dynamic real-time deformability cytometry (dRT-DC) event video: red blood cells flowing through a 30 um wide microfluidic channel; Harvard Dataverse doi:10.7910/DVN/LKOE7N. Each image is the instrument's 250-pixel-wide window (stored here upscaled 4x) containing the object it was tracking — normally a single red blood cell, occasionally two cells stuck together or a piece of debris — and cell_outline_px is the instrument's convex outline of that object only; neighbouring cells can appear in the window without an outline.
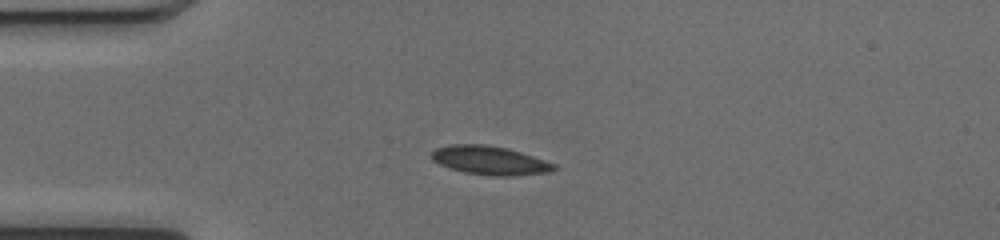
{"species": "common noctule bat (a hibernating species)", "species_latin": "Nyctalus noctula", "temperature_condition": "cold", "stored_images_in_passage": 51, "camera_frame_rate_fps": 3000, "um_per_image_px": 0.085, "animal": {"sex": "female", "body_mass_g": 17.0, "forearm_length_mm": 48.0}, "frame": {"image": 1, "passage_image": 13, "time_ms": 4.0, "image_size_px": [1000, 240], "cell_outline_px": [[560, 168], [552, 172], [516, 176], [492, 176], [464, 172], [448, 168], [432, 160], [432, 152], [436, 148], [448, 144], [484, 144], [508, 148], [556, 164]], "centroid_in_image_um": [41.67, 13.64], "position_along_channel_um": 43.3, "area_um2": 20.75}}
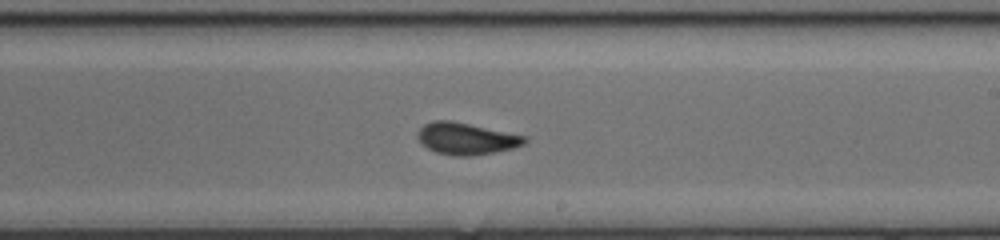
{"frame": {"image": 2, "passage_image": 30, "time_ms": 9.667, "image_size_px": [1000, 240], "cell_outline_px": [[528, 140], [524, 144], [512, 148], [496, 152], [472, 156], [452, 156], [436, 152], [428, 148], [416, 136], [416, 132], [424, 124], [432, 120], [452, 120], [528, 136]], "centroid_in_image_um": [39.64, 11.77], "position_along_channel_um": 249.4, "area_um2": 20.06}}
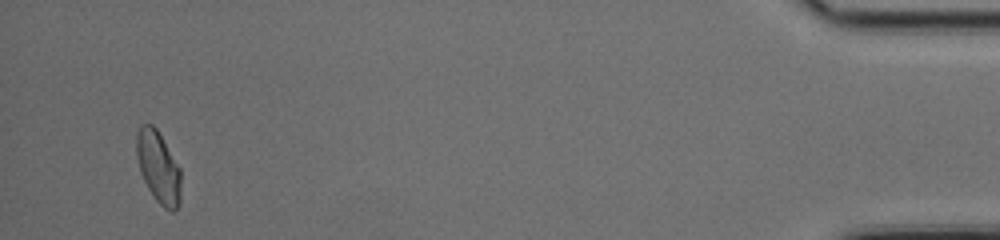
{"frame": {"image": 3, "passage_image": 49, "time_ms": 16.0, "image_size_px": [1000, 240], "cell_outline_px": [[180, 200], [176, 208], [172, 212], [164, 208], [156, 200], [148, 188], [140, 172], [136, 156], [136, 132], [140, 124], [152, 124], [156, 128], [180, 168]], "centroid_in_image_um": [13.43, 14.18], "position_along_channel_um": 421.8, "area_um2": 18.5}, "authors_computed_cell_mechanics": {"area_um2": 19.4786, "velocity_mm_per_s": 4.0404, "shape_relaxation_time_tau1_ms": 9.5841, "shape_relaxation_time_tau2_ms": 0.991, "deformation_change_tau1": 0.2079, "deformation_change_tau2": 0.0587}}